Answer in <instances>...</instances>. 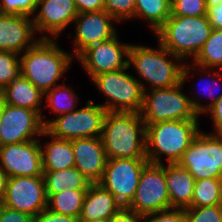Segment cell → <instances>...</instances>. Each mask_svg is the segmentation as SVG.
Returning <instances> with one entry per match:
<instances>
[{
  "instance_id": "obj_20",
  "label": "cell",
  "mask_w": 222,
  "mask_h": 222,
  "mask_svg": "<svg viewBox=\"0 0 222 222\" xmlns=\"http://www.w3.org/2000/svg\"><path fill=\"white\" fill-rule=\"evenodd\" d=\"M122 207L116 198L99 183L90 184L79 221L108 220Z\"/></svg>"
},
{
  "instance_id": "obj_39",
  "label": "cell",
  "mask_w": 222,
  "mask_h": 222,
  "mask_svg": "<svg viewBox=\"0 0 222 222\" xmlns=\"http://www.w3.org/2000/svg\"><path fill=\"white\" fill-rule=\"evenodd\" d=\"M33 222H79V218L62 215L46 208L33 217Z\"/></svg>"
},
{
  "instance_id": "obj_2",
  "label": "cell",
  "mask_w": 222,
  "mask_h": 222,
  "mask_svg": "<svg viewBox=\"0 0 222 222\" xmlns=\"http://www.w3.org/2000/svg\"><path fill=\"white\" fill-rule=\"evenodd\" d=\"M146 124L137 112H107L101 140L108 159L146 158Z\"/></svg>"
},
{
  "instance_id": "obj_35",
  "label": "cell",
  "mask_w": 222,
  "mask_h": 222,
  "mask_svg": "<svg viewBox=\"0 0 222 222\" xmlns=\"http://www.w3.org/2000/svg\"><path fill=\"white\" fill-rule=\"evenodd\" d=\"M37 3L35 0H0V13L33 16L35 14Z\"/></svg>"
},
{
  "instance_id": "obj_22",
  "label": "cell",
  "mask_w": 222,
  "mask_h": 222,
  "mask_svg": "<svg viewBox=\"0 0 222 222\" xmlns=\"http://www.w3.org/2000/svg\"><path fill=\"white\" fill-rule=\"evenodd\" d=\"M0 95L5 104L38 111L42 115L44 93L22 76L7 85Z\"/></svg>"
},
{
  "instance_id": "obj_33",
  "label": "cell",
  "mask_w": 222,
  "mask_h": 222,
  "mask_svg": "<svg viewBox=\"0 0 222 222\" xmlns=\"http://www.w3.org/2000/svg\"><path fill=\"white\" fill-rule=\"evenodd\" d=\"M205 0H171V16H206Z\"/></svg>"
},
{
  "instance_id": "obj_37",
  "label": "cell",
  "mask_w": 222,
  "mask_h": 222,
  "mask_svg": "<svg viewBox=\"0 0 222 222\" xmlns=\"http://www.w3.org/2000/svg\"><path fill=\"white\" fill-rule=\"evenodd\" d=\"M209 23L212 29H222V0H205Z\"/></svg>"
},
{
  "instance_id": "obj_44",
  "label": "cell",
  "mask_w": 222,
  "mask_h": 222,
  "mask_svg": "<svg viewBox=\"0 0 222 222\" xmlns=\"http://www.w3.org/2000/svg\"><path fill=\"white\" fill-rule=\"evenodd\" d=\"M3 110H4V101L2 99V96L0 95V122H1V119H2Z\"/></svg>"
},
{
  "instance_id": "obj_9",
  "label": "cell",
  "mask_w": 222,
  "mask_h": 222,
  "mask_svg": "<svg viewBox=\"0 0 222 222\" xmlns=\"http://www.w3.org/2000/svg\"><path fill=\"white\" fill-rule=\"evenodd\" d=\"M196 180L222 178V134L202 132L177 162Z\"/></svg>"
},
{
  "instance_id": "obj_30",
  "label": "cell",
  "mask_w": 222,
  "mask_h": 222,
  "mask_svg": "<svg viewBox=\"0 0 222 222\" xmlns=\"http://www.w3.org/2000/svg\"><path fill=\"white\" fill-rule=\"evenodd\" d=\"M193 64L222 70V29H212L209 38L194 58Z\"/></svg>"
},
{
  "instance_id": "obj_36",
  "label": "cell",
  "mask_w": 222,
  "mask_h": 222,
  "mask_svg": "<svg viewBox=\"0 0 222 222\" xmlns=\"http://www.w3.org/2000/svg\"><path fill=\"white\" fill-rule=\"evenodd\" d=\"M185 222V211L182 208H170L143 215L141 222Z\"/></svg>"
},
{
  "instance_id": "obj_3",
  "label": "cell",
  "mask_w": 222,
  "mask_h": 222,
  "mask_svg": "<svg viewBox=\"0 0 222 222\" xmlns=\"http://www.w3.org/2000/svg\"><path fill=\"white\" fill-rule=\"evenodd\" d=\"M158 44L157 49L137 44L130 46L128 66H132L140 77L137 80L143 91L169 88L182 82L184 61Z\"/></svg>"
},
{
  "instance_id": "obj_23",
  "label": "cell",
  "mask_w": 222,
  "mask_h": 222,
  "mask_svg": "<svg viewBox=\"0 0 222 222\" xmlns=\"http://www.w3.org/2000/svg\"><path fill=\"white\" fill-rule=\"evenodd\" d=\"M42 137H51L43 146L40 142L43 171H57L75 166L72 140H62L50 136L46 131Z\"/></svg>"
},
{
  "instance_id": "obj_7",
  "label": "cell",
  "mask_w": 222,
  "mask_h": 222,
  "mask_svg": "<svg viewBox=\"0 0 222 222\" xmlns=\"http://www.w3.org/2000/svg\"><path fill=\"white\" fill-rule=\"evenodd\" d=\"M129 68L91 78L96 89L107 98L101 105L108 112L140 113L142 109L144 91L137 78L126 72Z\"/></svg>"
},
{
  "instance_id": "obj_4",
  "label": "cell",
  "mask_w": 222,
  "mask_h": 222,
  "mask_svg": "<svg viewBox=\"0 0 222 222\" xmlns=\"http://www.w3.org/2000/svg\"><path fill=\"white\" fill-rule=\"evenodd\" d=\"M199 120H172L146 124V158L149 163H177L201 131Z\"/></svg>"
},
{
  "instance_id": "obj_45",
  "label": "cell",
  "mask_w": 222,
  "mask_h": 222,
  "mask_svg": "<svg viewBox=\"0 0 222 222\" xmlns=\"http://www.w3.org/2000/svg\"><path fill=\"white\" fill-rule=\"evenodd\" d=\"M79 222H108V220L101 219V220H93V221H79Z\"/></svg>"
},
{
  "instance_id": "obj_8",
  "label": "cell",
  "mask_w": 222,
  "mask_h": 222,
  "mask_svg": "<svg viewBox=\"0 0 222 222\" xmlns=\"http://www.w3.org/2000/svg\"><path fill=\"white\" fill-rule=\"evenodd\" d=\"M107 110L101 104L88 100L82 108L57 116L52 120L43 119L45 131L52 137L74 140L84 137H101Z\"/></svg>"
},
{
  "instance_id": "obj_29",
  "label": "cell",
  "mask_w": 222,
  "mask_h": 222,
  "mask_svg": "<svg viewBox=\"0 0 222 222\" xmlns=\"http://www.w3.org/2000/svg\"><path fill=\"white\" fill-rule=\"evenodd\" d=\"M222 204V178L196 180L192 203L189 207H203Z\"/></svg>"
},
{
  "instance_id": "obj_14",
  "label": "cell",
  "mask_w": 222,
  "mask_h": 222,
  "mask_svg": "<svg viewBox=\"0 0 222 222\" xmlns=\"http://www.w3.org/2000/svg\"><path fill=\"white\" fill-rule=\"evenodd\" d=\"M38 111L4 103L0 122V146L40 139L45 131Z\"/></svg>"
},
{
  "instance_id": "obj_13",
  "label": "cell",
  "mask_w": 222,
  "mask_h": 222,
  "mask_svg": "<svg viewBox=\"0 0 222 222\" xmlns=\"http://www.w3.org/2000/svg\"><path fill=\"white\" fill-rule=\"evenodd\" d=\"M1 204L35 217L47 208L43 176L8 178Z\"/></svg>"
},
{
  "instance_id": "obj_42",
  "label": "cell",
  "mask_w": 222,
  "mask_h": 222,
  "mask_svg": "<svg viewBox=\"0 0 222 222\" xmlns=\"http://www.w3.org/2000/svg\"><path fill=\"white\" fill-rule=\"evenodd\" d=\"M78 13L104 10L105 0H74Z\"/></svg>"
},
{
  "instance_id": "obj_12",
  "label": "cell",
  "mask_w": 222,
  "mask_h": 222,
  "mask_svg": "<svg viewBox=\"0 0 222 222\" xmlns=\"http://www.w3.org/2000/svg\"><path fill=\"white\" fill-rule=\"evenodd\" d=\"M118 37L116 34L109 40L94 44L76 58L90 79L102 73L115 72L128 67L131 44H122Z\"/></svg>"
},
{
  "instance_id": "obj_21",
  "label": "cell",
  "mask_w": 222,
  "mask_h": 222,
  "mask_svg": "<svg viewBox=\"0 0 222 222\" xmlns=\"http://www.w3.org/2000/svg\"><path fill=\"white\" fill-rule=\"evenodd\" d=\"M165 177L170 208H188L192 203L195 179L178 163L165 164Z\"/></svg>"
},
{
  "instance_id": "obj_15",
  "label": "cell",
  "mask_w": 222,
  "mask_h": 222,
  "mask_svg": "<svg viewBox=\"0 0 222 222\" xmlns=\"http://www.w3.org/2000/svg\"><path fill=\"white\" fill-rule=\"evenodd\" d=\"M40 140L0 146V168L9 178L43 176Z\"/></svg>"
},
{
  "instance_id": "obj_1",
  "label": "cell",
  "mask_w": 222,
  "mask_h": 222,
  "mask_svg": "<svg viewBox=\"0 0 222 222\" xmlns=\"http://www.w3.org/2000/svg\"><path fill=\"white\" fill-rule=\"evenodd\" d=\"M56 40L40 38L20 55L21 76L42 93L60 85L58 81L75 59L72 53L61 49Z\"/></svg>"
},
{
  "instance_id": "obj_25",
  "label": "cell",
  "mask_w": 222,
  "mask_h": 222,
  "mask_svg": "<svg viewBox=\"0 0 222 222\" xmlns=\"http://www.w3.org/2000/svg\"><path fill=\"white\" fill-rule=\"evenodd\" d=\"M185 63L186 62H184V65H183V68H182V83L184 85H185L186 81H188L187 79L189 78L188 76L190 75V72H193V71L195 72L197 70L201 73L203 72L202 74H204L203 75L204 77L208 76V78H209V76H210V78H209L210 80L206 81L205 83H204V81H203V83H201V84H203L202 85L203 88H204L203 90L206 91V92L204 91L205 94L208 93V96L211 98V101L208 103V105L200 103V101L198 99V97L200 96L199 94H197V95L194 94V95H192L193 97L192 96L189 97L193 108L197 111V113L199 115L202 116V114L222 96V92H221L222 90L218 93H216V92L219 89L216 92L214 91V87H216V86H217V88H218V86L221 88V86L218 85L217 82H218V80L220 82L222 81V73H221L222 70L217 69L216 71H214L215 69H212V68L210 69L209 68V71H208V68L201 67V66H198V65L193 64V63L192 64H188V63L185 64ZM191 69H192V71H191ZM213 85H216V86L213 87ZM198 93H200V92H198Z\"/></svg>"
},
{
  "instance_id": "obj_24",
  "label": "cell",
  "mask_w": 222,
  "mask_h": 222,
  "mask_svg": "<svg viewBox=\"0 0 222 222\" xmlns=\"http://www.w3.org/2000/svg\"><path fill=\"white\" fill-rule=\"evenodd\" d=\"M43 179L47 199L52 194L67 189H88L91 184L75 167L57 171H43Z\"/></svg>"
},
{
  "instance_id": "obj_10",
  "label": "cell",
  "mask_w": 222,
  "mask_h": 222,
  "mask_svg": "<svg viewBox=\"0 0 222 222\" xmlns=\"http://www.w3.org/2000/svg\"><path fill=\"white\" fill-rule=\"evenodd\" d=\"M148 163L147 158L108 159L99 184L127 207L136 193L141 171Z\"/></svg>"
},
{
  "instance_id": "obj_27",
  "label": "cell",
  "mask_w": 222,
  "mask_h": 222,
  "mask_svg": "<svg viewBox=\"0 0 222 222\" xmlns=\"http://www.w3.org/2000/svg\"><path fill=\"white\" fill-rule=\"evenodd\" d=\"M87 189H67L52 194L47 199V208L53 212L79 218Z\"/></svg>"
},
{
  "instance_id": "obj_16",
  "label": "cell",
  "mask_w": 222,
  "mask_h": 222,
  "mask_svg": "<svg viewBox=\"0 0 222 222\" xmlns=\"http://www.w3.org/2000/svg\"><path fill=\"white\" fill-rule=\"evenodd\" d=\"M117 22L105 10L82 12L77 15L75 24L73 57L77 58L88 47L109 40L117 34Z\"/></svg>"
},
{
  "instance_id": "obj_43",
  "label": "cell",
  "mask_w": 222,
  "mask_h": 222,
  "mask_svg": "<svg viewBox=\"0 0 222 222\" xmlns=\"http://www.w3.org/2000/svg\"><path fill=\"white\" fill-rule=\"evenodd\" d=\"M8 178L9 177L7 173L2 168H0V202L4 196Z\"/></svg>"
},
{
  "instance_id": "obj_32",
  "label": "cell",
  "mask_w": 222,
  "mask_h": 222,
  "mask_svg": "<svg viewBox=\"0 0 222 222\" xmlns=\"http://www.w3.org/2000/svg\"><path fill=\"white\" fill-rule=\"evenodd\" d=\"M185 222H222V204L203 207H188Z\"/></svg>"
},
{
  "instance_id": "obj_11",
  "label": "cell",
  "mask_w": 222,
  "mask_h": 222,
  "mask_svg": "<svg viewBox=\"0 0 222 222\" xmlns=\"http://www.w3.org/2000/svg\"><path fill=\"white\" fill-rule=\"evenodd\" d=\"M127 208L142 216L170 209L164 163H148L143 168L136 193Z\"/></svg>"
},
{
  "instance_id": "obj_26",
  "label": "cell",
  "mask_w": 222,
  "mask_h": 222,
  "mask_svg": "<svg viewBox=\"0 0 222 222\" xmlns=\"http://www.w3.org/2000/svg\"><path fill=\"white\" fill-rule=\"evenodd\" d=\"M171 0H136L134 17L143 19L155 32L170 18Z\"/></svg>"
},
{
  "instance_id": "obj_38",
  "label": "cell",
  "mask_w": 222,
  "mask_h": 222,
  "mask_svg": "<svg viewBox=\"0 0 222 222\" xmlns=\"http://www.w3.org/2000/svg\"><path fill=\"white\" fill-rule=\"evenodd\" d=\"M0 222H33V217L27 213L0 205Z\"/></svg>"
},
{
  "instance_id": "obj_28",
  "label": "cell",
  "mask_w": 222,
  "mask_h": 222,
  "mask_svg": "<svg viewBox=\"0 0 222 222\" xmlns=\"http://www.w3.org/2000/svg\"><path fill=\"white\" fill-rule=\"evenodd\" d=\"M69 86L63 83L44 93V99L47 103L45 108L49 107L51 112L56 114V117L76 110L79 103V97Z\"/></svg>"
},
{
  "instance_id": "obj_18",
  "label": "cell",
  "mask_w": 222,
  "mask_h": 222,
  "mask_svg": "<svg viewBox=\"0 0 222 222\" xmlns=\"http://www.w3.org/2000/svg\"><path fill=\"white\" fill-rule=\"evenodd\" d=\"M36 34L32 17L0 13V51L21 55L40 39Z\"/></svg>"
},
{
  "instance_id": "obj_5",
  "label": "cell",
  "mask_w": 222,
  "mask_h": 222,
  "mask_svg": "<svg viewBox=\"0 0 222 222\" xmlns=\"http://www.w3.org/2000/svg\"><path fill=\"white\" fill-rule=\"evenodd\" d=\"M212 27L207 16H170L155 32L158 42L182 61L191 57L193 61Z\"/></svg>"
},
{
  "instance_id": "obj_19",
  "label": "cell",
  "mask_w": 222,
  "mask_h": 222,
  "mask_svg": "<svg viewBox=\"0 0 222 222\" xmlns=\"http://www.w3.org/2000/svg\"><path fill=\"white\" fill-rule=\"evenodd\" d=\"M75 168L91 183H99L107 164V155L101 137L72 140Z\"/></svg>"
},
{
  "instance_id": "obj_40",
  "label": "cell",
  "mask_w": 222,
  "mask_h": 222,
  "mask_svg": "<svg viewBox=\"0 0 222 222\" xmlns=\"http://www.w3.org/2000/svg\"><path fill=\"white\" fill-rule=\"evenodd\" d=\"M203 114L210 115L214 132L212 134H222V96L210 106Z\"/></svg>"
},
{
  "instance_id": "obj_17",
  "label": "cell",
  "mask_w": 222,
  "mask_h": 222,
  "mask_svg": "<svg viewBox=\"0 0 222 222\" xmlns=\"http://www.w3.org/2000/svg\"><path fill=\"white\" fill-rule=\"evenodd\" d=\"M35 14L32 18L36 33H43L40 38L56 39L79 13L74 0H42Z\"/></svg>"
},
{
  "instance_id": "obj_34",
  "label": "cell",
  "mask_w": 222,
  "mask_h": 222,
  "mask_svg": "<svg viewBox=\"0 0 222 222\" xmlns=\"http://www.w3.org/2000/svg\"><path fill=\"white\" fill-rule=\"evenodd\" d=\"M136 0H105L104 10L117 22L131 20L134 17Z\"/></svg>"
},
{
  "instance_id": "obj_46",
  "label": "cell",
  "mask_w": 222,
  "mask_h": 222,
  "mask_svg": "<svg viewBox=\"0 0 222 222\" xmlns=\"http://www.w3.org/2000/svg\"><path fill=\"white\" fill-rule=\"evenodd\" d=\"M41 1H42V0H35L36 3H39V2H41Z\"/></svg>"
},
{
  "instance_id": "obj_41",
  "label": "cell",
  "mask_w": 222,
  "mask_h": 222,
  "mask_svg": "<svg viewBox=\"0 0 222 222\" xmlns=\"http://www.w3.org/2000/svg\"><path fill=\"white\" fill-rule=\"evenodd\" d=\"M142 215L135 211L122 207L115 215L108 219V222H141Z\"/></svg>"
},
{
  "instance_id": "obj_31",
  "label": "cell",
  "mask_w": 222,
  "mask_h": 222,
  "mask_svg": "<svg viewBox=\"0 0 222 222\" xmlns=\"http://www.w3.org/2000/svg\"><path fill=\"white\" fill-rule=\"evenodd\" d=\"M20 76V55L9 51H0V92Z\"/></svg>"
},
{
  "instance_id": "obj_6",
  "label": "cell",
  "mask_w": 222,
  "mask_h": 222,
  "mask_svg": "<svg viewBox=\"0 0 222 222\" xmlns=\"http://www.w3.org/2000/svg\"><path fill=\"white\" fill-rule=\"evenodd\" d=\"M183 86L181 82L169 88L144 91L140 115L145 124L199 119L200 115L193 108L189 96L182 92Z\"/></svg>"
}]
</instances>
